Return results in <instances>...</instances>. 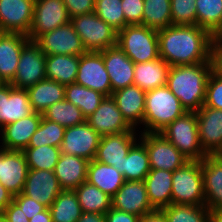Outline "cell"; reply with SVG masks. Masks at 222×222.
I'll return each instance as SVG.
<instances>
[{
	"label": "cell",
	"mask_w": 222,
	"mask_h": 222,
	"mask_svg": "<svg viewBox=\"0 0 222 222\" xmlns=\"http://www.w3.org/2000/svg\"><path fill=\"white\" fill-rule=\"evenodd\" d=\"M212 38L197 25H170L158 31L160 58L170 66L209 62Z\"/></svg>",
	"instance_id": "cell-1"
},
{
	"label": "cell",
	"mask_w": 222,
	"mask_h": 222,
	"mask_svg": "<svg viewBox=\"0 0 222 222\" xmlns=\"http://www.w3.org/2000/svg\"><path fill=\"white\" fill-rule=\"evenodd\" d=\"M211 73V60L200 64L171 66L166 86L187 112H197L204 105Z\"/></svg>",
	"instance_id": "cell-2"
},
{
	"label": "cell",
	"mask_w": 222,
	"mask_h": 222,
	"mask_svg": "<svg viewBox=\"0 0 222 222\" xmlns=\"http://www.w3.org/2000/svg\"><path fill=\"white\" fill-rule=\"evenodd\" d=\"M187 111L167 86L146 92L143 131L161 132Z\"/></svg>",
	"instance_id": "cell-3"
},
{
	"label": "cell",
	"mask_w": 222,
	"mask_h": 222,
	"mask_svg": "<svg viewBox=\"0 0 222 222\" xmlns=\"http://www.w3.org/2000/svg\"><path fill=\"white\" fill-rule=\"evenodd\" d=\"M117 45L134 63L160 58L158 31L144 25H127L118 31Z\"/></svg>",
	"instance_id": "cell-4"
},
{
	"label": "cell",
	"mask_w": 222,
	"mask_h": 222,
	"mask_svg": "<svg viewBox=\"0 0 222 222\" xmlns=\"http://www.w3.org/2000/svg\"><path fill=\"white\" fill-rule=\"evenodd\" d=\"M160 133L189 161H201L207 156L200 145L196 112H186Z\"/></svg>",
	"instance_id": "cell-5"
},
{
	"label": "cell",
	"mask_w": 222,
	"mask_h": 222,
	"mask_svg": "<svg viewBox=\"0 0 222 222\" xmlns=\"http://www.w3.org/2000/svg\"><path fill=\"white\" fill-rule=\"evenodd\" d=\"M172 204L205 206L200 161H188L173 172Z\"/></svg>",
	"instance_id": "cell-6"
},
{
	"label": "cell",
	"mask_w": 222,
	"mask_h": 222,
	"mask_svg": "<svg viewBox=\"0 0 222 222\" xmlns=\"http://www.w3.org/2000/svg\"><path fill=\"white\" fill-rule=\"evenodd\" d=\"M70 22L86 51L99 52L117 45V31L94 12L74 16Z\"/></svg>",
	"instance_id": "cell-7"
},
{
	"label": "cell",
	"mask_w": 222,
	"mask_h": 222,
	"mask_svg": "<svg viewBox=\"0 0 222 222\" xmlns=\"http://www.w3.org/2000/svg\"><path fill=\"white\" fill-rule=\"evenodd\" d=\"M147 150L151 169L174 172L189 160L160 132H139Z\"/></svg>",
	"instance_id": "cell-8"
},
{
	"label": "cell",
	"mask_w": 222,
	"mask_h": 222,
	"mask_svg": "<svg viewBox=\"0 0 222 222\" xmlns=\"http://www.w3.org/2000/svg\"><path fill=\"white\" fill-rule=\"evenodd\" d=\"M46 79V55L34 42L22 49L16 74L10 84L14 88L27 89Z\"/></svg>",
	"instance_id": "cell-9"
},
{
	"label": "cell",
	"mask_w": 222,
	"mask_h": 222,
	"mask_svg": "<svg viewBox=\"0 0 222 222\" xmlns=\"http://www.w3.org/2000/svg\"><path fill=\"white\" fill-rule=\"evenodd\" d=\"M46 56L77 55L86 53V49L71 22L46 32L34 41Z\"/></svg>",
	"instance_id": "cell-10"
},
{
	"label": "cell",
	"mask_w": 222,
	"mask_h": 222,
	"mask_svg": "<svg viewBox=\"0 0 222 222\" xmlns=\"http://www.w3.org/2000/svg\"><path fill=\"white\" fill-rule=\"evenodd\" d=\"M70 20L63 0H35L28 38L35 41L42 34L65 25Z\"/></svg>",
	"instance_id": "cell-11"
},
{
	"label": "cell",
	"mask_w": 222,
	"mask_h": 222,
	"mask_svg": "<svg viewBox=\"0 0 222 222\" xmlns=\"http://www.w3.org/2000/svg\"><path fill=\"white\" fill-rule=\"evenodd\" d=\"M75 83L98 91L106 97L112 96L109 74L100 52L87 51L80 55Z\"/></svg>",
	"instance_id": "cell-12"
},
{
	"label": "cell",
	"mask_w": 222,
	"mask_h": 222,
	"mask_svg": "<svg viewBox=\"0 0 222 222\" xmlns=\"http://www.w3.org/2000/svg\"><path fill=\"white\" fill-rule=\"evenodd\" d=\"M101 136L85 121L65 129L61 153L92 161L95 159Z\"/></svg>",
	"instance_id": "cell-13"
},
{
	"label": "cell",
	"mask_w": 222,
	"mask_h": 222,
	"mask_svg": "<svg viewBox=\"0 0 222 222\" xmlns=\"http://www.w3.org/2000/svg\"><path fill=\"white\" fill-rule=\"evenodd\" d=\"M34 5L35 0H0L1 31L28 36Z\"/></svg>",
	"instance_id": "cell-14"
},
{
	"label": "cell",
	"mask_w": 222,
	"mask_h": 222,
	"mask_svg": "<svg viewBox=\"0 0 222 222\" xmlns=\"http://www.w3.org/2000/svg\"><path fill=\"white\" fill-rule=\"evenodd\" d=\"M136 132L139 130L102 136L95 160L113 166L121 173L124 157L128 155L131 147L138 141L139 133Z\"/></svg>",
	"instance_id": "cell-15"
},
{
	"label": "cell",
	"mask_w": 222,
	"mask_h": 222,
	"mask_svg": "<svg viewBox=\"0 0 222 222\" xmlns=\"http://www.w3.org/2000/svg\"><path fill=\"white\" fill-rule=\"evenodd\" d=\"M28 170L23 151L0 148V183L13 196L23 192Z\"/></svg>",
	"instance_id": "cell-16"
},
{
	"label": "cell",
	"mask_w": 222,
	"mask_h": 222,
	"mask_svg": "<svg viewBox=\"0 0 222 222\" xmlns=\"http://www.w3.org/2000/svg\"><path fill=\"white\" fill-rule=\"evenodd\" d=\"M199 141L207 155L222 151V110L202 106L197 112Z\"/></svg>",
	"instance_id": "cell-17"
},
{
	"label": "cell",
	"mask_w": 222,
	"mask_h": 222,
	"mask_svg": "<svg viewBox=\"0 0 222 222\" xmlns=\"http://www.w3.org/2000/svg\"><path fill=\"white\" fill-rule=\"evenodd\" d=\"M86 122L101 137L136 130L125 121L112 96L105 97L95 112L86 118Z\"/></svg>",
	"instance_id": "cell-18"
},
{
	"label": "cell",
	"mask_w": 222,
	"mask_h": 222,
	"mask_svg": "<svg viewBox=\"0 0 222 222\" xmlns=\"http://www.w3.org/2000/svg\"><path fill=\"white\" fill-rule=\"evenodd\" d=\"M62 191L54 171L29 169L23 194L49 208Z\"/></svg>",
	"instance_id": "cell-19"
},
{
	"label": "cell",
	"mask_w": 222,
	"mask_h": 222,
	"mask_svg": "<svg viewBox=\"0 0 222 222\" xmlns=\"http://www.w3.org/2000/svg\"><path fill=\"white\" fill-rule=\"evenodd\" d=\"M112 207L141 217L155 210L148 198L144 181H125L112 197Z\"/></svg>",
	"instance_id": "cell-20"
},
{
	"label": "cell",
	"mask_w": 222,
	"mask_h": 222,
	"mask_svg": "<svg viewBox=\"0 0 222 222\" xmlns=\"http://www.w3.org/2000/svg\"><path fill=\"white\" fill-rule=\"evenodd\" d=\"M42 114L33 112L31 115L9 123L0 129V148L5 150L23 151L28 147L31 136L36 132Z\"/></svg>",
	"instance_id": "cell-21"
},
{
	"label": "cell",
	"mask_w": 222,
	"mask_h": 222,
	"mask_svg": "<svg viewBox=\"0 0 222 222\" xmlns=\"http://www.w3.org/2000/svg\"><path fill=\"white\" fill-rule=\"evenodd\" d=\"M109 74L112 92L133 85L135 63L118 45L99 51Z\"/></svg>",
	"instance_id": "cell-22"
},
{
	"label": "cell",
	"mask_w": 222,
	"mask_h": 222,
	"mask_svg": "<svg viewBox=\"0 0 222 222\" xmlns=\"http://www.w3.org/2000/svg\"><path fill=\"white\" fill-rule=\"evenodd\" d=\"M125 121L133 128L143 126L146 92L136 85L127 86L112 93Z\"/></svg>",
	"instance_id": "cell-23"
},
{
	"label": "cell",
	"mask_w": 222,
	"mask_h": 222,
	"mask_svg": "<svg viewBox=\"0 0 222 222\" xmlns=\"http://www.w3.org/2000/svg\"><path fill=\"white\" fill-rule=\"evenodd\" d=\"M29 41L28 36L20 33L2 32L0 34V78L5 83L13 80L21 51Z\"/></svg>",
	"instance_id": "cell-24"
},
{
	"label": "cell",
	"mask_w": 222,
	"mask_h": 222,
	"mask_svg": "<svg viewBox=\"0 0 222 222\" xmlns=\"http://www.w3.org/2000/svg\"><path fill=\"white\" fill-rule=\"evenodd\" d=\"M89 160L78 156L61 153L54 168L62 190H75L87 181Z\"/></svg>",
	"instance_id": "cell-25"
},
{
	"label": "cell",
	"mask_w": 222,
	"mask_h": 222,
	"mask_svg": "<svg viewBox=\"0 0 222 222\" xmlns=\"http://www.w3.org/2000/svg\"><path fill=\"white\" fill-rule=\"evenodd\" d=\"M200 162L205 206L209 210L222 208V164L213 155L205 156Z\"/></svg>",
	"instance_id": "cell-26"
},
{
	"label": "cell",
	"mask_w": 222,
	"mask_h": 222,
	"mask_svg": "<svg viewBox=\"0 0 222 222\" xmlns=\"http://www.w3.org/2000/svg\"><path fill=\"white\" fill-rule=\"evenodd\" d=\"M173 172L151 169L144 179L147 195L152 207L162 210L172 204Z\"/></svg>",
	"instance_id": "cell-27"
},
{
	"label": "cell",
	"mask_w": 222,
	"mask_h": 222,
	"mask_svg": "<svg viewBox=\"0 0 222 222\" xmlns=\"http://www.w3.org/2000/svg\"><path fill=\"white\" fill-rule=\"evenodd\" d=\"M170 65L158 58L157 60L135 63L133 85L147 92L167 85Z\"/></svg>",
	"instance_id": "cell-28"
},
{
	"label": "cell",
	"mask_w": 222,
	"mask_h": 222,
	"mask_svg": "<svg viewBox=\"0 0 222 222\" xmlns=\"http://www.w3.org/2000/svg\"><path fill=\"white\" fill-rule=\"evenodd\" d=\"M26 90L32 110L41 114L50 105L65 99V85L47 78Z\"/></svg>",
	"instance_id": "cell-29"
},
{
	"label": "cell",
	"mask_w": 222,
	"mask_h": 222,
	"mask_svg": "<svg viewBox=\"0 0 222 222\" xmlns=\"http://www.w3.org/2000/svg\"><path fill=\"white\" fill-rule=\"evenodd\" d=\"M87 182L95 185L112 198L122 187L125 179L119 170L113 166L94 159L88 165Z\"/></svg>",
	"instance_id": "cell-30"
},
{
	"label": "cell",
	"mask_w": 222,
	"mask_h": 222,
	"mask_svg": "<svg viewBox=\"0 0 222 222\" xmlns=\"http://www.w3.org/2000/svg\"><path fill=\"white\" fill-rule=\"evenodd\" d=\"M79 62L77 55L46 56V78L63 85L75 83Z\"/></svg>",
	"instance_id": "cell-31"
},
{
	"label": "cell",
	"mask_w": 222,
	"mask_h": 222,
	"mask_svg": "<svg viewBox=\"0 0 222 222\" xmlns=\"http://www.w3.org/2000/svg\"><path fill=\"white\" fill-rule=\"evenodd\" d=\"M149 156L144 143L138 141L131 147L122 162L121 174L125 181H144L150 172Z\"/></svg>",
	"instance_id": "cell-32"
},
{
	"label": "cell",
	"mask_w": 222,
	"mask_h": 222,
	"mask_svg": "<svg viewBox=\"0 0 222 222\" xmlns=\"http://www.w3.org/2000/svg\"><path fill=\"white\" fill-rule=\"evenodd\" d=\"M82 212L105 214L112 207V198L85 181L75 190Z\"/></svg>",
	"instance_id": "cell-33"
},
{
	"label": "cell",
	"mask_w": 222,
	"mask_h": 222,
	"mask_svg": "<svg viewBox=\"0 0 222 222\" xmlns=\"http://www.w3.org/2000/svg\"><path fill=\"white\" fill-rule=\"evenodd\" d=\"M106 96L77 83L65 85V100L77 106L85 118L95 112Z\"/></svg>",
	"instance_id": "cell-34"
},
{
	"label": "cell",
	"mask_w": 222,
	"mask_h": 222,
	"mask_svg": "<svg viewBox=\"0 0 222 222\" xmlns=\"http://www.w3.org/2000/svg\"><path fill=\"white\" fill-rule=\"evenodd\" d=\"M52 222H76L82 214L78 197L74 190H62L49 207Z\"/></svg>",
	"instance_id": "cell-35"
},
{
	"label": "cell",
	"mask_w": 222,
	"mask_h": 222,
	"mask_svg": "<svg viewBox=\"0 0 222 222\" xmlns=\"http://www.w3.org/2000/svg\"><path fill=\"white\" fill-rule=\"evenodd\" d=\"M197 26L212 36L222 29V0H196Z\"/></svg>",
	"instance_id": "cell-36"
},
{
	"label": "cell",
	"mask_w": 222,
	"mask_h": 222,
	"mask_svg": "<svg viewBox=\"0 0 222 222\" xmlns=\"http://www.w3.org/2000/svg\"><path fill=\"white\" fill-rule=\"evenodd\" d=\"M43 117L65 128L79 125L86 121L82 111L65 99L50 105L43 113Z\"/></svg>",
	"instance_id": "cell-37"
},
{
	"label": "cell",
	"mask_w": 222,
	"mask_h": 222,
	"mask_svg": "<svg viewBox=\"0 0 222 222\" xmlns=\"http://www.w3.org/2000/svg\"><path fill=\"white\" fill-rule=\"evenodd\" d=\"M143 25L161 30L171 25V0H144Z\"/></svg>",
	"instance_id": "cell-38"
},
{
	"label": "cell",
	"mask_w": 222,
	"mask_h": 222,
	"mask_svg": "<svg viewBox=\"0 0 222 222\" xmlns=\"http://www.w3.org/2000/svg\"><path fill=\"white\" fill-rule=\"evenodd\" d=\"M23 153L29 169L54 171L61 150L60 147L43 145L37 148H25Z\"/></svg>",
	"instance_id": "cell-39"
},
{
	"label": "cell",
	"mask_w": 222,
	"mask_h": 222,
	"mask_svg": "<svg viewBox=\"0 0 222 222\" xmlns=\"http://www.w3.org/2000/svg\"><path fill=\"white\" fill-rule=\"evenodd\" d=\"M26 89L14 88L9 83V98L6 99V125L33 113Z\"/></svg>",
	"instance_id": "cell-40"
},
{
	"label": "cell",
	"mask_w": 222,
	"mask_h": 222,
	"mask_svg": "<svg viewBox=\"0 0 222 222\" xmlns=\"http://www.w3.org/2000/svg\"><path fill=\"white\" fill-rule=\"evenodd\" d=\"M65 127L49 121L42 116L36 132L31 136L27 148H37L43 145L60 147L65 133Z\"/></svg>",
	"instance_id": "cell-41"
},
{
	"label": "cell",
	"mask_w": 222,
	"mask_h": 222,
	"mask_svg": "<svg viewBox=\"0 0 222 222\" xmlns=\"http://www.w3.org/2000/svg\"><path fill=\"white\" fill-rule=\"evenodd\" d=\"M162 211L168 222H209L206 206L171 204Z\"/></svg>",
	"instance_id": "cell-42"
},
{
	"label": "cell",
	"mask_w": 222,
	"mask_h": 222,
	"mask_svg": "<svg viewBox=\"0 0 222 222\" xmlns=\"http://www.w3.org/2000/svg\"><path fill=\"white\" fill-rule=\"evenodd\" d=\"M94 13L117 32L126 27L122 0H95Z\"/></svg>",
	"instance_id": "cell-43"
},
{
	"label": "cell",
	"mask_w": 222,
	"mask_h": 222,
	"mask_svg": "<svg viewBox=\"0 0 222 222\" xmlns=\"http://www.w3.org/2000/svg\"><path fill=\"white\" fill-rule=\"evenodd\" d=\"M196 0H171V25H197Z\"/></svg>",
	"instance_id": "cell-44"
},
{
	"label": "cell",
	"mask_w": 222,
	"mask_h": 222,
	"mask_svg": "<svg viewBox=\"0 0 222 222\" xmlns=\"http://www.w3.org/2000/svg\"><path fill=\"white\" fill-rule=\"evenodd\" d=\"M203 106L222 110V76L212 73L206 86V97Z\"/></svg>",
	"instance_id": "cell-45"
},
{
	"label": "cell",
	"mask_w": 222,
	"mask_h": 222,
	"mask_svg": "<svg viewBox=\"0 0 222 222\" xmlns=\"http://www.w3.org/2000/svg\"><path fill=\"white\" fill-rule=\"evenodd\" d=\"M127 25H143L144 0H122Z\"/></svg>",
	"instance_id": "cell-46"
},
{
	"label": "cell",
	"mask_w": 222,
	"mask_h": 222,
	"mask_svg": "<svg viewBox=\"0 0 222 222\" xmlns=\"http://www.w3.org/2000/svg\"><path fill=\"white\" fill-rule=\"evenodd\" d=\"M13 200L19 205L28 219H31L36 214L44 211L47 207L36 200L24 195L23 193L14 195Z\"/></svg>",
	"instance_id": "cell-47"
},
{
	"label": "cell",
	"mask_w": 222,
	"mask_h": 222,
	"mask_svg": "<svg viewBox=\"0 0 222 222\" xmlns=\"http://www.w3.org/2000/svg\"><path fill=\"white\" fill-rule=\"evenodd\" d=\"M70 18L94 12L95 0H63Z\"/></svg>",
	"instance_id": "cell-48"
},
{
	"label": "cell",
	"mask_w": 222,
	"mask_h": 222,
	"mask_svg": "<svg viewBox=\"0 0 222 222\" xmlns=\"http://www.w3.org/2000/svg\"><path fill=\"white\" fill-rule=\"evenodd\" d=\"M210 60L212 71L222 76V39H212Z\"/></svg>",
	"instance_id": "cell-49"
},
{
	"label": "cell",
	"mask_w": 222,
	"mask_h": 222,
	"mask_svg": "<svg viewBox=\"0 0 222 222\" xmlns=\"http://www.w3.org/2000/svg\"><path fill=\"white\" fill-rule=\"evenodd\" d=\"M139 216L111 207L105 213V222H139Z\"/></svg>",
	"instance_id": "cell-50"
},
{
	"label": "cell",
	"mask_w": 222,
	"mask_h": 222,
	"mask_svg": "<svg viewBox=\"0 0 222 222\" xmlns=\"http://www.w3.org/2000/svg\"><path fill=\"white\" fill-rule=\"evenodd\" d=\"M1 214L7 222H29L19 205L13 200Z\"/></svg>",
	"instance_id": "cell-51"
},
{
	"label": "cell",
	"mask_w": 222,
	"mask_h": 222,
	"mask_svg": "<svg viewBox=\"0 0 222 222\" xmlns=\"http://www.w3.org/2000/svg\"><path fill=\"white\" fill-rule=\"evenodd\" d=\"M9 98V83L0 87V129L6 125L5 108L6 99Z\"/></svg>",
	"instance_id": "cell-52"
},
{
	"label": "cell",
	"mask_w": 222,
	"mask_h": 222,
	"mask_svg": "<svg viewBox=\"0 0 222 222\" xmlns=\"http://www.w3.org/2000/svg\"><path fill=\"white\" fill-rule=\"evenodd\" d=\"M139 222H168L162 210H153L139 218Z\"/></svg>",
	"instance_id": "cell-53"
},
{
	"label": "cell",
	"mask_w": 222,
	"mask_h": 222,
	"mask_svg": "<svg viewBox=\"0 0 222 222\" xmlns=\"http://www.w3.org/2000/svg\"><path fill=\"white\" fill-rule=\"evenodd\" d=\"M13 194L0 183V213L13 201Z\"/></svg>",
	"instance_id": "cell-54"
},
{
	"label": "cell",
	"mask_w": 222,
	"mask_h": 222,
	"mask_svg": "<svg viewBox=\"0 0 222 222\" xmlns=\"http://www.w3.org/2000/svg\"><path fill=\"white\" fill-rule=\"evenodd\" d=\"M76 222H105V214L82 212Z\"/></svg>",
	"instance_id": "cell-55"
},
{
	"label": "cell",
	"mask_w": 222,
	"mask_h": 222,
	"mask_svg": "<svg viewBox=\"0 0 222 222\" xmlns=\"http://www.w3.org/2000/svg\"><path fill=\"white\" fill-rule=\"evenodd\" d=\"M29 222H52V215L49 208H46L44 211L36 214Z\"/></svg>",
	"instance_id": "cell-56"
},
{
	"label": "cell",
	"mask_w": 222,
	"mask_h": 222,
	"mask_svg": "<svg viewBox=\"0 0 222 222\" xmlns=\"http://www.w3.org/2000/svg\"><path fill=\"white\" fill-rule=\"evenodd\" d=\"M209 222H222V208L209 210Z\"/></svg>",
	"instance_id": "cell-57"
},
{
	"label": "cell",
	"mask_w": 222,
	"mask_h": 222,
	"mask_svg": "<svg viewBox=\"0 0 222 222\" xmlns=\"http://www.w3.org/2000/svg\"><path fill=\"white\" fill-rule=\"evenodd\" d=\"M213 156L222 164V151L213 154Z\"/></svg>",
	"instance_id": "cell-58"
},
{
	"label": "cell",
	"mask_w": 222,
	"mask_h": 222,
	"mask_svg": "<svg viewBox=\"0 0 222 222\" xmlns=\"http://www.w3.org/2000/svg\"><path fill=\"white\" fill-rule=\"evenodd\" d=\"M212 39H222V29L218 32L217 35L213 36Z\"/></svg>",
	"instance_id": "cell-59"
},
{
	"label": "cell",
	"mask_w": 222,
	"mask_h": 222,
	"mask_svg": "<svg viewBox=\"0 0 222 222\" xmlns=\"http://www.w3.org/2000/svg\"><path fill=\"white\" fill-rule=\"evenodd\" d=\"M0 222H7V220L3 217L1 213H0Z\"/></svg>",
	"instance_id": "cell-60"
},
{
	"label": "cell",
	"mask_w": 222,
	"mask_h": 222,
	"mask_svg": "<svg viewBox=\"0 0 222 222\" xmlns=\"http://www.w3.org/2000/svg\"><path fill=\"white\" fill-rule=\"evenodd\" d=\"M5 82L0 78V87L3 86Z\"/></svg>",
	"instance_id": "cell-61"
}]
</instances>
